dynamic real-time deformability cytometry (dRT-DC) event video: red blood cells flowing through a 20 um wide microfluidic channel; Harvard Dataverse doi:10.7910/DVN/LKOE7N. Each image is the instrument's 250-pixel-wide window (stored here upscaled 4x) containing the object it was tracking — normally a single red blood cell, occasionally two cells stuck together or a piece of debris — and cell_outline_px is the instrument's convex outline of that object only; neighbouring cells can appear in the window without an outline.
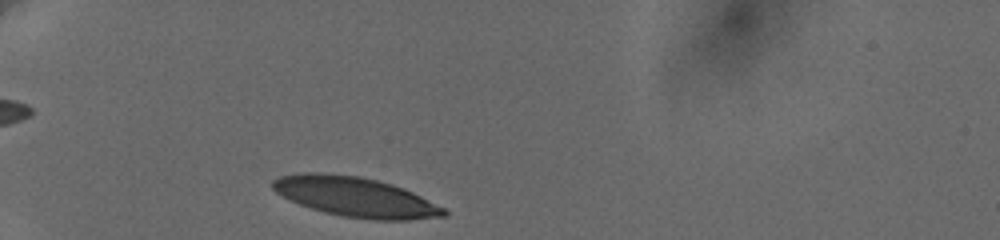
{"species": "human", "species_latin": "Homo sapiens", "temperature_condition": "cold", "stored_images_in_passage": 35, "camera_frame_rate_fps": 3000, "um_per_image_px": 0.085, "donor": {"sex": "female"}, "frame": {"image": 1, "passage_image": 1, "time_ms": 0.0, "image_size_px": [1000, 240], "cell_outline_px": [[448, 216], [412, 220], [376, 220], [344, 216], [324, 212], [300, 204], [276, 192], [272, 188], [272, 180], [280, 176], [304, 172], [316, 172], [360, 176], [392, 184], [404, 188], [444, 208], [448, 212]], "centroid_in_image_um": [30.23, 16.74], "position_along_channel_um": 54.8, "area_um2": 39.42}}
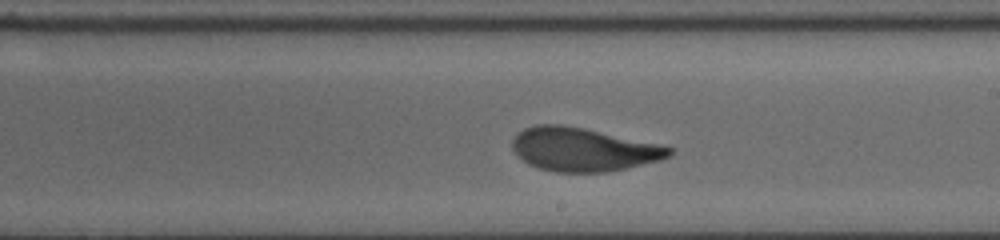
{"frame": {"image": 2, "passage_image": 19, "time_ms": 6.0, "image_size_px": [1000, 240], "cell_outline_px": [[672, 152], [668, 156], [660, 160], [608, 172], [556, 172], [540, 168], [528, 164], [516, 156], [512, 148], [512, 140], [516, 132], [524, 128], [536, 124], [560, 124], [584, 128], [660, 144], [672, 148]], "centroid_in_image_um": [49.51, 12.69], "position_along_channel_um": 239.5, "area_um2": 39.82}}
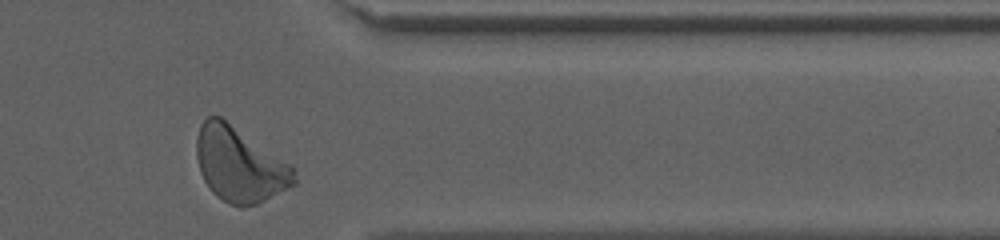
{"frame": {"image": 3, "passage_image": 32, "time_ms": 10.333, "image_size_px": [1000, 240], "cell_outline_px": [[296, 184], [256, 204], [240, 208], [228, 204], [216, 196], [212, 192], [204, 180], [200, 172], [196, 156], [196, 140], [200, 124], [208, 116], [220, 116], [296, 168]], "centroid_in_image_um": [20.35, 14.01], "position_along_channel_um": 391.0, "area_um2": 42.48}, "authors_computed_cell_mechanics": {"area_um2": 40.1132, "velocity_mm_per_s": 3.6035, "shape_relaxation_time_tau1_ms": 4.307, "shape_relaxation_time_tau2_ms": 0.9503, "deformation_change_tau1": 0.1903, "deformation_change_tau2": 0.0684}}